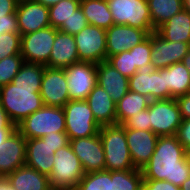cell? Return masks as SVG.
Listing matches in <instances>:
<instances>
[{"label": "cell", "instance_id": "obj_1", "mask_svg": "<svg viewBox=\"0 0 190 190\" xmlns=\"http://www.w3.org/2000/svg\"><path fill=\"white\" fill-rule=\"evenodd\" d=\"M141 172L143 179L165 180L178 187L190 177L186 149L176 135L159 136L155 151Z\"/></svg>", "mask_w": 190, "mask_h": 190}, {"label": "cell", "instance_id": "obj_2", "mask_svg": "<svg viewBox=\"0 0 190 190\" xmlns=\"http://www.w3.org/2000/svg\"><path fill=\"white\" fill-rule=\"evenodd\" d=\"M40 88L16 86L12 82L0 87V103L15 126L44 105Z\"/></svg>", "mask_w": 190, "mask_h": 190}, {"label": "cell", "instance_id": "obj_3", "mask_svg": "<svg viewBox=\"0 0 190 190\" xmlns=\"http://www.w3.org/2000/svg\"><path fill=\"white\" fill-rule=\"evenodd\" d=\"M99 135L105 154V170L123 171L135 169L130 156L123 125L101 126Z\"/></svg>", "mask_w": 190, "mask_h": 190}, {"label": "cell", "instance_id": "obj_4", "mask_svg": "<svg viewBox=\"0 0 190 190\" xmlns=\"http://www.w3.org/2000/svg\"><path fill=\"white\" fill-rule=\"evenodd\" d=\"M54 165L48 176L53 190H74L85 172L71 145L55 151Z\"/></svg>", "mask_w": 190, "mask_h": 190}, {"label": "cell", "instance_id": "obj_5", "mask_svg": "<svg viewBox=\"0 0 190 190\" xmlns=\"http://www.w3.org/2000/svg\"><path fill=\"white\" fill-rule=\"evenodd\" d=\"M16 129L26 138H41L50 132H65L63 107L43 105L39 110L20 122Z\"/></svg>", "mask_w": 190, "mask_h": 190}, {"label": "cell", "instance_id": "obj_6", "mask_svg": "<svg viewBox=\"0 0 190 190\" xmlns=\"http://www.w3.org/2000/svg\"><path fill=\"white\" fill-rule=\"evenodd\" d=\"M65 132L69 140L97 135L101 126L86 100H69L64 106Z\"/></svg>", "mask_w": 190, "mask_h": 190}, {"label": "cell", "instance_id": "obj_7", "mask_svg": "<svg viewBox=\"0 0 190 190\" xmlns=\"http://www.w3.org/2000/svg\"><path fill=\"white\" fill-rule=\"evenodd\" d=\"M114 24H125L145 30L148 34L155 32L151 21L147 0H107Z\"/></svg>", "mask_w": 190, "mask_h": 190}, {"label": "cell", "instance_id": "obj_8", "mask_svg": "<svg viewBox=\"0 0 190 190\" xmlns=\"http://www.w3.org/2000/svg\"><path fill=\"white\" fill-rule=\"evenodd\" d=\"M148 109L153 133L157 136H173L177 134L182 117L176 98L151 100Z\"/></svg>", "mask_w": 190, "mask_h": 190}, {"label": "cell", "instance_id": "obj_9", "mask_svg": "<svg viewBox=\"0 0 190 190\" xmlns=\"http://www.w3.org/2000/svg\"><path fill=\"white\" fill-rule=\"evenodd\" d=\"M57 28L52 26L21 36L20 54L25 62L49 67V57L56 38Z\"/></svg>", "mask_w": 190, "mask_h": 190}, {"label": "cell", "instance_id": "obj_10", "mask_svg": "<svg viewBox=\"0 0 190 190\" xmlns=\"http://www.w3.org/2000/svg\"><path fill=\"white\" fill-rule=\"evenodd\" d=\"M74 38L79 61L95 64L107 61L105 29L88 24Z\"/></svg>", "mask_w": 190, "mask_h": 190}, {"label": "cell", "instance_id": "obj_11", "mask_svg": "<svg viewBox=\"0 0 190 190\" xmlns=\"http://www.w3.org/2000/svg\"><path fill=\"white\" fill-rule=\"evenodd\" d=\"M70 100H85L97 84L96 64L80 61L64 68Z\"/></svg>", "mask_w": 190, "mask_h": 190}, {"label": "cell", "instance_id": "obj_12", "mask_svg": "<svg viewBox=\"0 0 190 190\" xmlns=\"http://www.w3.org/2000/svg\"><path fill=\"white\" fill-rule=\"evenodd\" d=\"M64 69L45 67L40 95L45 106L63 107L69 100Z\"/></svg>", "mask_w": 190, "mask_h": 190}, {"label": "cell", "instance_id": "obj_13", "mask_svg": "<svg viewBox=\"0 0 190 190\" xmlns=\"http://www.w3.org/2000/svg\"><path fill=\"white\" fill-rule=\"evenodd\" d=\"M69 144L85 173L105 170V154L99 133L90 137L71 139Z\"/></svg>", "mask_w": 190, "mask_h": 190}, {"label": "cell", "instance_id": "obj_14", "mask_svg": "<svg viewBox=\"0 0 190 190\" xmlns=\"http://www.w3.org/2000/svg\"><path fill=\"white\" fill-rule=\"evenodd\" d=\"M151 64L154 69L167 68L182 61L190 44L164 40L156 32L151 33Z\"/></svg>", "mask_w": 190, "mask_h": 190}, {"label": "cell", "instance_id": "obj_15", "mask_svg": "<svg viewBox=\"0 0 190 190\" xmlns=\"http://www.w3.org/2000/svg\"><path fill=\"white\" fill-rule=\"evenodd\" d=\"M145 30L125 24H114L106 30L107 59L110 56L130 50L148 37Z\"/></svg>", "mask_w": 190, "mask_h": 190}, {"label": "cell", "instance_id": "obj_16", "mask_svg": "<svg viewBox=\"0 0 190 190\" xmlns=\"http://www.w3.org/2000/svg\"><path fill=\"white\" fill-rule=\"evenodd\" d=\"M26 161V138L15 129L0 145V178H5Z\"/></svg>", "mask_w": 190, "mask_h": 190}, {"label": "cell", "instance_id": "obj_17", "mask_svg": "<svg viewBox=\"0 0 190 190\" xmlns=\"http://www.w3.org/2000/svg\"><path fill=\"white\" fill-rule=\"evenodd\" d=\"M126 141L135 169L142 170L153 155L159 138L152 131L125 128Z\"/></svg>", "mask_w": 190, "mask_h": 190}, {"label": "cell", "instance_id": "obj_18", "mask_svg": "<svg viewBox=\"0 0 190 190\" xmlns=\"http://www.w3.org/2000/svg\"><path fill=\"white\" fill-rule=\"evenodd\" d=\"M16 16L21 36L50 26L49 7L35 0L19 2Z\"/></svg>", "mask_w": 190, "mask_h": 190}, {"label": "cell", "instance_id": "obj_19", "mask_svg": "<svg viewBox=\"0 0 190 190\" xmlns=\"http://www.w3.org/2000/svg\"><path fill=\"white\" fill-rule=\"evenodd\" d=\"M96 70L97 84L117 103L129 91V78L123 76L107 61L96 64Z\"/></svg>", "mask_w": 190, "mask_h": 190}, {"label": "cell", "instance_id": "obj_20", "mask_svg": "<svg viewBox=\"0 0 190 190\" xmlns=\"http://www.w3.org/2000/svg\"><path fill=\"white\" fill-rule=\"evenodd\" d=\"M85 100L100 126L117 124L116 103L100 85L96 84Z\"/></svg>", "mask_w": 190, "mask_h": 190}, {"label": "cell", "instance_id": "obj_21", "mask_svg": "<svg viewBox=\"0 0 190 190\" xmlns=\"http://www.w3.org/2000/svg\"><path fill=\"white\" fill-rule=\"evenodd\" d=\"M54 149L40 138L26 139L25 165L49 176L54 165Z\"/></svg>", "mask_w": 190, "mask_h": 190}, {"label": "cell", "instance_id": "obj_22", "mask_svg": "<svg viewBox=\"0 0 190 190\" xmlns=\"http://www.w3.org/2000/svg\"><path fill=\"white\" fill-rule=\"evenodd\" d=\"M80 62L74 35L58 30L49 57V68L64 69Z\"/></svg>", "mask_w": 190, "mask_h": 190}, {"label": "cell", "instance_id": "obj_23", "mask_svg": "<svg viewBox=\"0 0 190 190\" xmlns=\"http://www.w3.org/2000/svg\"><path fill=\"white\" fill-rule=\"evenodd\" d=\"M5 179L15 190H53L48 176L27 165L17 168Z\"/></svg>", "mask_w": 190, "mask_h": 190}, {"label": "cell", "instance_id": "obj_24", "mask_svg": "<svg viewBox=\"0 0 190 190\" xmlns=\"http://www.w3.org/2000/svg\"><path fill=\"white\" fill-rule=\"evenodd\" d=\"M164 40L190 44V13L181 10L155 31Z\"/></svg>", "mask_w": 190, "mask_h": 190}, {"label": "cell", "instance_id": "obj_25", "mask_svg": "<svg viewBox=\"0 0 190 190\" xmlns=\"http://www.w3.org/2000/svg\"><path fill=\"white\" fill-rule=\"evenodd\" d=\"M164 81L169 90V99L190 92V71L182 62L164 68Z\"/></svg>", "mask_w": 190, "mask_h": 190}, {"label": "cell", "instance_id": "obj_26", "mask_svg": "<svg viewBox=\"0 0 190 190\" xmlns=\"http://www.w3.org/2000/svg\"><path fill=\"white\" fill-rule=\"evenodd\" d=\"M80 7L89 25L105 30L114 25L107 0H80Z\"/></svg>", "mask_w": 190, "mask_h": 190}, {"label": "cell", "instance_id": "obj_27", "mask_svg": "<svg viewBox=\"0 0 190 190\" xmlns=\"http://www.w3.org/2000/svg\"><path fill=\"white\" fill-rule=\"evenodd\" d=\"M106 190H143L141 170H106Z\"/></svg>", "mask_w": 190, "mask_h": 190}, {"label": "cell", "instance_id": "obj_28", "mask_svg": "<svg viewBox=\"0 0 190 190\" xmlns=\"http://www.w3.org/2000/svg\"><path fill=\"white\" fill-rule=\"evenodd\" d=\"M150 99L139 93L128 91L116 103L117 124L123 125L130 117L148 108Z\"/></svg>", "mask_w": 190, "mask_h": 190}, {"label": "cell", "instance_id": "obj_29", "mask_svg": "<svg viewBox=\"0 0 190 190\" xmlns=\"http://www.w3.org/2000/svg\"><path fill=\"white\" fill-rule=\"evenodd\" d=\"M153 28L156 30L183 10V0H147Z\"/></svg>", "mask_w": 190, "mask_h": 190}, {"label": "cell", "instance_id": "obj_30", "mask_svg": "<svg viewBox=\"0 0 190 190\" xmlns=\"http://www.w3.org/2000/svg\"><path fill=\"white\" fill-rule=\"evenodd\" d=\"M45 67L39 63L24 62L12 83L16 86L41 87Z\"/></svg>", "mask_w": 190, "mask_h": 190}, {"label": "cell", "instance_id": "obj_31", "mask_svg": "<svg viewBox=\"0 0 190 190\" xmlns=\"http://www.w3.org/2000/svg\"><path fill=\"white\" fill-rule=\"evenodd\" d=\"M152 64L143 65L129 78V90L146 96L151 100L152 90Z\"/></svg>", "mask_w": 190, "mask_h": 190}, {"label": "cell", "instance_id": "obj_32", "mask_svg": "<svg viewBox=\"0 0 190 190\" xmlns=\"http://www.w3.org/2000/svg\"><path fill=\"white\" fill-rule=\"evenodd\" d=\"M80 7V0H62L49 7L50 26L59 28Z\"/></svg>", "mask_w": 190, "mask_h": 190}, {"label": "cell", "instance_id": "obj_33", "mask_svg": "<svg viewBox=\"0 0 190 190\" xmlns=\"http://www.w3.org/2000/svg\"><path fill=\"white\" fill-rule=\"evenodd\" d=\"M24 62L21 54L9 56L0 61V87L12 82Z\"/></svg>", "mask_w": 190, "mask_h": 190}, {"label": "cell", "instance_id": "obj_34", "mask_svg": "<svg viewBox=\"0 0 190 190\" xmlns=\"http://www.w3.org/2000/svg\"><path fill=\"white\" fill-rule=\"evenodd\" d=\"M107 62L127 78H130L137 72L136 66H133L132 54L128 50L110 56Z\"/></svg>", "mask_w": 190, "mask_h": 190}, {"label": "cell", "instance_id": "obj_35", "mask_svg": "<svg viewBox=\"0 0 190 190\" xmlns=\"http://www.w3.org/2000/svg\"><path fill=\"white\" fill-rule=\"evenodd\" d=\"M20 33H3L0 35V61L6 57L20 54Z\"/></svg>", "mask_w": 190, "mask_h": 190}, {"label": "cell", "instance_id": "obj_36", "mask_svg": "<svg viewBox=\"0 0 190 190\" xmlns=\"http://www.w3.org/2000/svg\"><path fill=\"white\" fill-rule=\"evenodd\" d=\"M151 49L152 44L150 33L140 44L135 45L128 50L132 54L133 66H136V68L139 69L143 65L151 64Z\"/></svg>", "mask_w": 190, "mask_h": 190}, {"label": "cell", "instance_id": "obj_37", "mask_svg": "<svg viewBox=\"0 0 190 190\" xmlns=\"http://www.w3.org/2000/svg\"><path fill=\"white\" fill-rule=\"evenodd\" d=\"M74 190H106V170L85 173Z\"/></svg>", "mask_w": 190, "mask_h": 190}, {"label": "cell", "instance_id": "obj_38", "mask_svg": "<svg viewBox=\"0 0 190 190\" xmlns=\"http://www.w3.org/2000/svg\"><path fill=\"white\" fill-rule=\"evenodd\" d=\"M88 25L87 19L81 9L79 7L71 17L67 20V22H63V24L58 28V30L68 33L70 35H75L79 33L83 28Z\"/></svg>", "mask_w": 190, "mask_h": 190}, {"label": "cell", "instance_id": "obj_39", "mask_svg": "<svg viewBox=\"0 0 190 190\" xmlns=\"http://www.w3.org/2000/svg\"><path fill=\"white\" fill-rule=\"evenodd\" d=\"M167 99H169V90L165 86L164 68L154 69L152 71L151 100H167Z\"/></svg>", "mask_w": 190, "mask_h": 190}, {"label": "cell", "instance_id": "obj_40", "mask_svg": "<svg viewBox=\"0 0 190 190\" xmlns=\"http://www.w3.org/2000/svg\"><path fill=\"white\" fill-rule=\"evenodd\" d=\"M123 126L124 128H130L135 130L151 131V124L149 120V109L147 108L133 115L123 124Z\"/></svg>", "mask_w": 190, "mask_h": 190}, {"label": "cell", "instance_id": "obj_41", "mask_svg": "<svg viewBox=\"0 0 190 190\" xmlns=\"http://www.w3.org/2000/svg\"><path fill=\"white\" fill-rule=\"evenodd\" d=\"M40 139L42 141H46V143L49 144L54 149V151L69 144V138L66 132H50Z\"/></svg>", "mask_w": 190, "mask_h": 190}, {"label": "cell", "instance_id": "obj_42", "mask_svg": "<svg viewBox=\"0 0 190 190\" xmlns=\"http://www.w3.org/2000/svg\"><path fill=\"white\" fill-rule=\"evenodd\" d=\"M143 190H180V187L165 180L143 179Z\"/></svg>", "mask_w": 190, "mask_h": 190}, {"label": "cell", "instance_id": "obj_43", "mask_svg": "<svg viewBox=\"0 0 190 190\" xmlns=\"http://www.w3.org/2000/svg\"><path fill=\"white\" fill-rule=\"evenodd\" d=\"M176 136L185 149L190 147V118L182 119Z\"/></svg>", "mask_w": 190, "mask_h": 190}, {"label": "cell", "instance_id": "obj_44", "mask_svg": "<svg viewBox=\"0 0 190 190\" xmlns=\"http://www.w3.org/2000/svg\"><path fill=\"white\" fill-rule=\"evenodd\" d=\"M3 33H19L16 14H8L0 19V35Z\"/></svg>", "mask_w": 190, "mask_h": 190}, {"label": "cell", "instance_id": "obj_45", "mask_svg": "<svg viewBox=\"0 0 190 190\" xmlns=\"http://www.w3.org/2000/svg\"><path fill=\"white\" fill-rule=\"evenodd\" d=\"M182 119L190 118V92L176 98Z\"/></svg>", "mask_w": 190, "mask_h": 190}, {"label": "cell", "instance_id": "obj_46", "mask_svg": "<svg viewBox=\"0 0 190 190\" xmlns=\"http://www.w3.org/2000/svg\"><path fill=\"white\" fill-rule=\"evenodd\" d=\"M17 5L16 0H0V19L8 14H16Z\"/></svg>", "mask_w": 190, "mask_h": 190}, {"label": "cell", "instance_id": "obj_47", "mask_svg": "<svg viewBox=\"0 0 190 190\" xmlns=\"http://www.w3.org/2000/svg\"><path fill=\"white\" fill-rule=\"evenodd\" d=\"M15 129V125H0V145Z\"/></svg>", "mask_w": 190, "mask_h": 190}, {"label": "cell", "instance_id": "obj_48", "mask_svg": "<svg viewBox=\"0 0 190 190\" xmlns=\"http://www.w3.org/2000/svg\"><path fill=\"white\" fill-rule=\"evenodd\" d=\"M0 125H15L0 103Z\"/></svg>", "mask_w": 190, "mask_h": 190}, {"label": "cell", "instance_id": "obj_49", "mask_svg": "<svg viewBox=\"0 0 190 190\" xmlns=\"http://www.w3.org/2000/svg\"><path fill=\"white\" fill-rule=\"evenodd\" d=\"M0 190H15L5 178H0Z\"/></svg>", "mask_w": 190, "mask_h": 190}, {"label": "cell", "instance_id": "obj_50", "mask_svg": "<svg viewBox=\"0 0 190 190\" xmlns=\"http://www.w3.org/2000/svg\"><path fill=\"white\" fill-rule=\"evenodd\" d=\"M35 1L42 4L43 6L50 7L59 3L62 0H35Z\"/></svg>", "mask_w": 190, "mask_h": 190}, {"label": "cell", "instance_id": "obj_51", "mask_svg": "<svg viewBox=\"0 0 190 190\" xmlns=\"http://www.w3.org/2000/svg\"><path fill=\"white\" fill-rule=\"evenodd\" d=\"M181 62L190 71V47H189V50H188L187 54L184 56V58L182 59Z\"/></svg>", "mask_w": 190, "mask_h": 190}, {"label": "cell", "instance_id": "obj_52", "mask_svg": "<svg viewBox=\"0 0 190 190\" xmlns=\"http://www.w3.org/2000/svg\"><path fill=\"white\" fill-rule=\"evenodd\" d=\"M180 190H190V177L181 184Z\"/></svg>", "mask_w": 190, "mask_h": 190}, {"label": "cell", "instance_id": "obj_53", "mask_svg": "<svg viewBox=\"0 0 190 190\" xmlns=\"http://www.w3.org/2000/svg\"><path fill=\"white\" fill-rule=\"evenodd\" d=\"M183 9L190 13V0H183Z\"/></svg>", "mask_w": 190, "mask_h": 190}, {"label": "cell", "instance_id": "obj_54", "mask_svg": "<svg viewBox=\"0 0 190 190\" xmlns=\"http://www.w3.org/2000/svg\"><path fill=\"white\" fill-rule=\"evenodd\" d=\"M186 157H187V160L190 162V147L186 149Z\"/></svg>", "mask_w": 190, "mask_h": 190}, {"label": "cell", "instance_id": "obj_55", "mask_svg": "<svg viewBox=\"0 0 190 190\" xmlns=\"http://www.w3.org/2000/svg\"><path fill=\"white\" fill-rule=\"evenodd\" d=\"M18 3L23 1H30V0H16Z\"/></svg>", "mask_w": 190, "mask_h": 190}]
</instances>
